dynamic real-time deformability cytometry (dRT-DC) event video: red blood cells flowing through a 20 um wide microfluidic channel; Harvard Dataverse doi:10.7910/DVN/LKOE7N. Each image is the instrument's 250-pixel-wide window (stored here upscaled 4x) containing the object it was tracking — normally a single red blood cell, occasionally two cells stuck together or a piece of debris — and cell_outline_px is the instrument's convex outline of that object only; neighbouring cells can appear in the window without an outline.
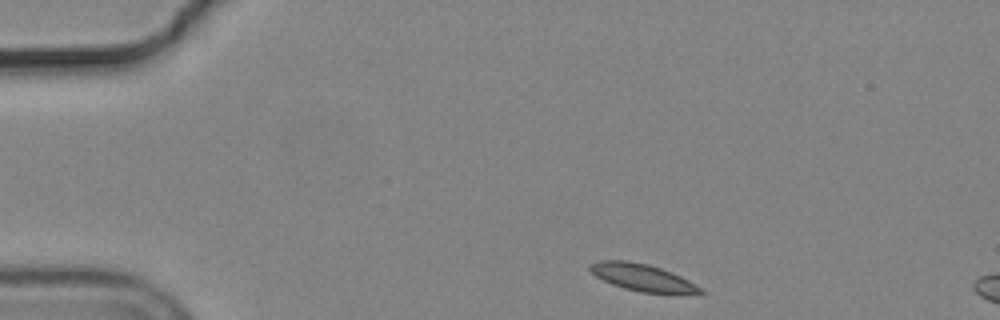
{"species": "common noctule bat (a hibernating species)", "species_latin": "Nyctalus noctula", "temperature_condition": "cold", "stored_images_in_passage": 48, "camera_frame_rate_fps": 3000, "um_per_image_px": 0.085, "animal": {"sex": "male", "body_mass_g": 19.2, "forearm_length_mm": 51.8}, "frame": {"image": 1, "passage_image": 1, "time_ms": 0.0, "image_size_px": [1000, 320], "cell_outline_px": [[708, 292], [640, 292], [624, 288], [612, 284], [596, 276], [588, 268], [588, 264], [600, 260], [628, 260], [648, 264], [672, 272], [704, 288]], "centroid_in_image_um": [54.56, 23.55], "position_along_channel_um": 30.4, "area_um2": 17.11}}
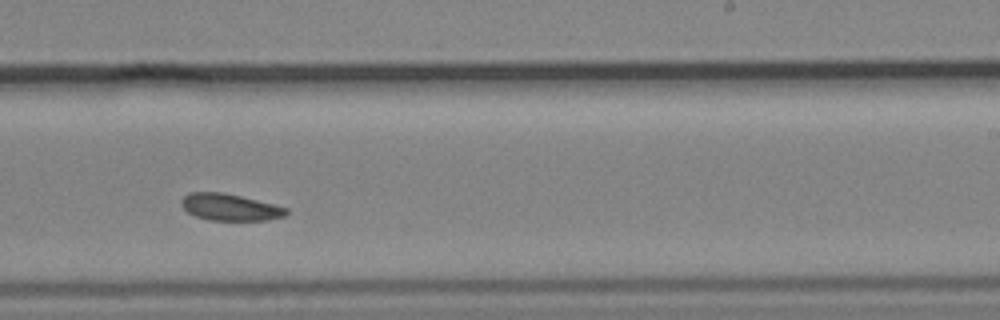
{"frame": {"image": 2, "passage_image": 26, "time_ms": 8.333, "image_size_px": [1000, 320], "cell_outline_px": [[288, 212], [284, 216], [268, 220], [208, 220], [196, 216], [188, 212], [180, 204], [180, 200], [188, 192], [224, 192], [288, 208]], "centroid_in_image_um": [19.51, 17.61], "position_along_channel_um": 269.5, "area_um2": 16.3}}
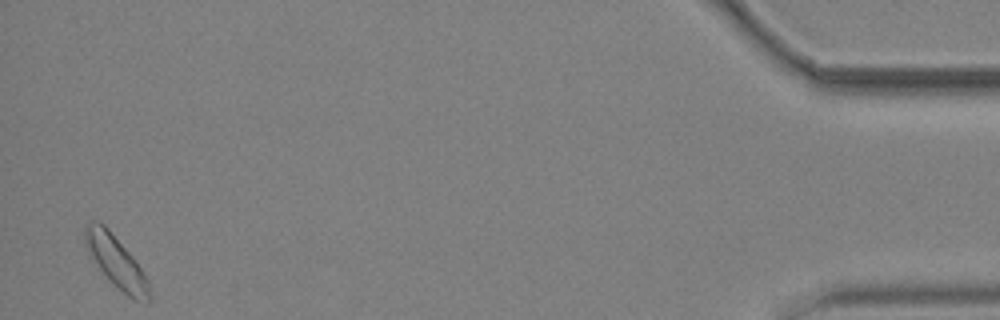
{"frame": {"image": 3, "passage_image": 46, "time_ms": 15.0, "image_size_px": [1000, 320], "cell_outline_px": [[152, 300], [148, 304], [144, 304], [132, 300], [108, 280], [88, 252], [84, 244], [84, 228], [92, 220], [100, 220], [108, 228], [132, 256], [148, 280], [152, 296]], "centroid_in_image_um": [9.9, 22.3], "position_along_channel_um": 425.3, "area_um2": 19.71}}